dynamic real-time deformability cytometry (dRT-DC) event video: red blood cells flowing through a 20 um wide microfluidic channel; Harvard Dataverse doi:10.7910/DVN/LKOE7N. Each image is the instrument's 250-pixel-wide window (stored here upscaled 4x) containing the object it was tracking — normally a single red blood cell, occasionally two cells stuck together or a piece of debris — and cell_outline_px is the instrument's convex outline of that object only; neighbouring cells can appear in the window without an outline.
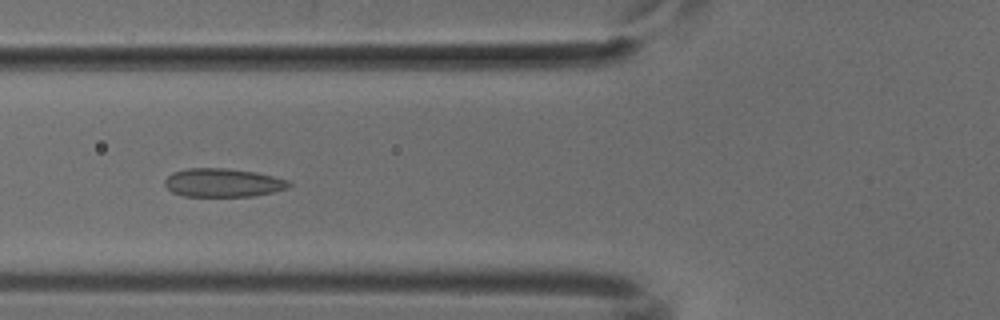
{"species": "common noctule bat (a hibernating species)", "species_latin": "Nyctalus noctula", "temperature_condition": "cold", "stored_images_in_passage": 51, "camera_frame_rate_fps": 3000, "um_per_image_px": 0.085, "animal": {"sex": "male", "body_mass_g": 18.8}, "frame": {"image": 1, "passage_image": 19, "time_ms": 6.0, "image_size_px": [1000, 320], "cell_outline_px": [[292, 184], [288, 188], [272, 192], [252, 196], [184, 196], [172, 192], [164, 184], [164, 180], [172, 172], [188, 168], [224, 168], [256, 172], [288, 180]], "centroid_in_image_um": [18.93, 15.53], "position_along_channel_um": 106.9, "area_um2": 20.58}}
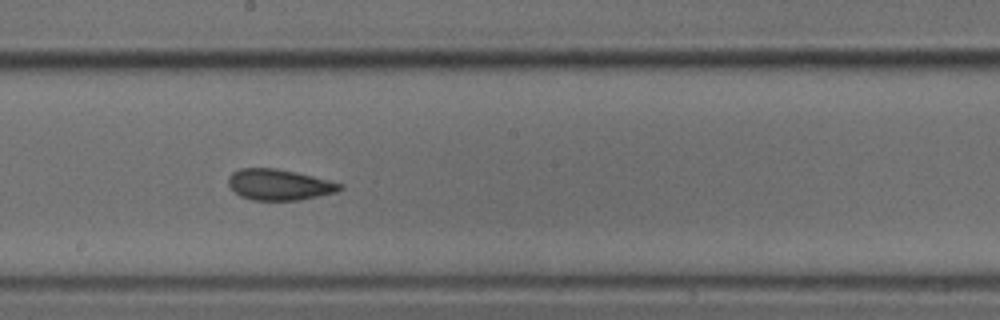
{"frame": {"image": 2, "passage_image": 28, "time_ms": 9.0, "image_size_px": [1000, 320], "cell_outline_px": [[344, 188], [336, 192], [300, 200], [252, 200], [240, 196], [228, 184], [228, 176], [232, 172], [240, 168], [276, 168], [296, 172], [344, 184]], "centroid_in_image_um": [23.73, 15.69], "position_along_channel_um": 224.5, "area_um2": 20.11}}
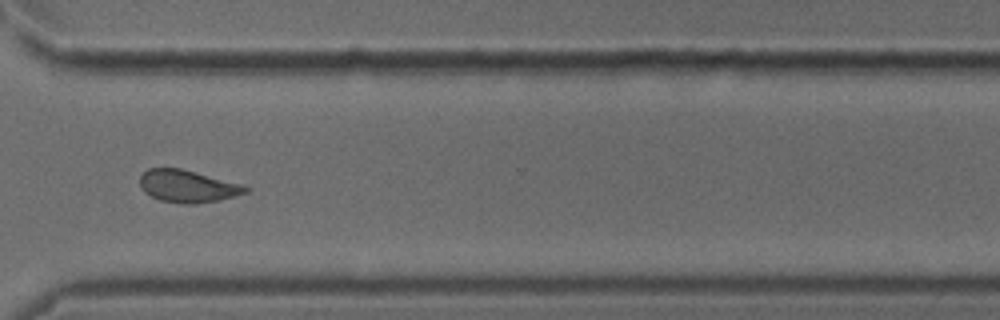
{"frame": {"image": 3, "passage_image": 38, "time_ms": 12.333, "image_size_px": [1000, 320], "cell_outline_px": [[248, 192], [216, 200], [196, 204], [180, 204], [160, 200], [144, 192], [140, 188], [140, 176], [148, 168], [180, 168], [244, 184], [248, 188]], "centroid_in_image_um": [15.93, 15.82], "position_along_channel_um": 354.7, "area_um2": 19.88}}